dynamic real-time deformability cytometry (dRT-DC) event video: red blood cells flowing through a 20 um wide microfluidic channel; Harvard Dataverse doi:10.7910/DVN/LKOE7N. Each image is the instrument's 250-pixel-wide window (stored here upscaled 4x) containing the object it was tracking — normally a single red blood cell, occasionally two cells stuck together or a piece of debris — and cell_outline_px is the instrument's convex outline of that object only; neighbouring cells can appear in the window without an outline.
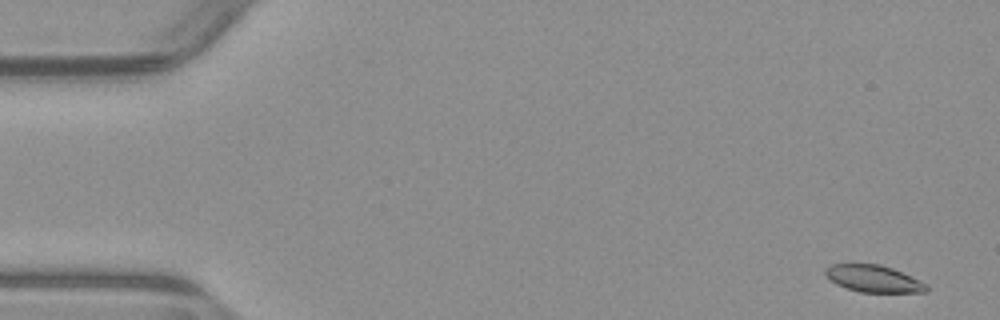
{"species": "common noctule bat (a hibernating species)", "species_latin": "Nyctalus noctula", "temperature_condition": "warm", "stored_images_in_passage": 53, "camera_frame_rate_fps": 3000, "um_per_image_px": 0.085, "animal": {"sex": "male", "body_mass_g": 23.1, "forearm_length_mm": 52.7}, "frame": {"image": 1, "passage_image": 2, "time_ms": 0.333, "image_size_px": [1000, 320], "cell_outline_px": [[928, 292], [860, 292], [836, 284], [824, 276], [824, 268], [832, 264], [880, 264], [892, 268], [920, 280], [928, 284]], "centroid_in_image_um": [74.24, 23.68], "position_along_channel_um": 10.8, "area_um2": 15.95}}
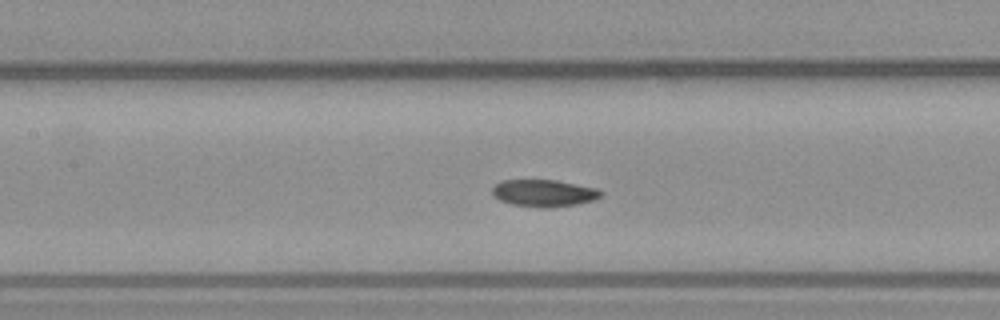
{"frame": {"image": 2, "passage_image": 24, "time_ms": 7.667, "image_size_px": [1000, 320], "cell_outline_px": [[604, 192], [600, 196], [592, 200], [576, 204], [548, 208], [544, 208], [512, 204], [500, 200], [492, 196], [492, 188], [500, 180], [556, 180], [596, 188]], "centroid_in_image_um": [46.2, 16.41], "position_along_channel_um": 161.2, "area_um2": 17.05}}
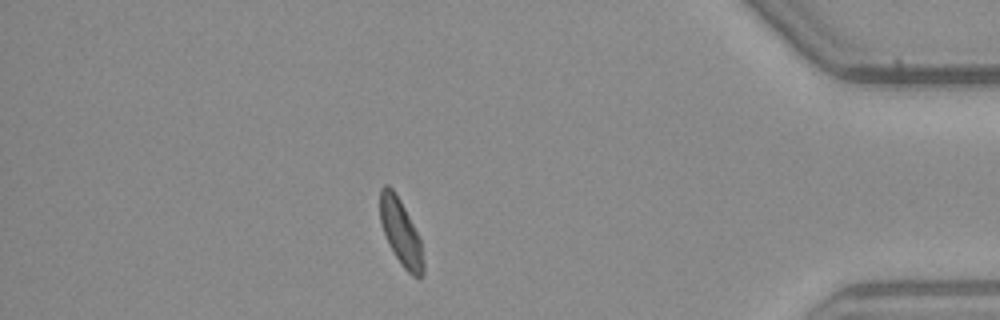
{"frame": {"image": 3, "passage_image": 46, "time_ms": 15.0, "image_size_px": [1000, 320], "cell_outline_px": [[424, 276], [412, 276], [400, 264], [380, 224], [380, 188], [384, 184], [388, 184], [392, 188], [400, 200], [420, 236], [424, 264]], "centroid_in_image_um": [34.08, 19.74], "position_along_channel_um": 401.1, "area_um2": 16.59}, "authors_computed_cell_mechanics": {"area_um2": 17.1666, "velocity_mm_per_s": 3.8823, "shape_relaxation_time_tau1_ms": 7.9807, "shape_relaxation_time_tau2_ms": 6.5229, "deformation_change_tau1": 0.149, "deformation_change_tau2": 0.1065}}